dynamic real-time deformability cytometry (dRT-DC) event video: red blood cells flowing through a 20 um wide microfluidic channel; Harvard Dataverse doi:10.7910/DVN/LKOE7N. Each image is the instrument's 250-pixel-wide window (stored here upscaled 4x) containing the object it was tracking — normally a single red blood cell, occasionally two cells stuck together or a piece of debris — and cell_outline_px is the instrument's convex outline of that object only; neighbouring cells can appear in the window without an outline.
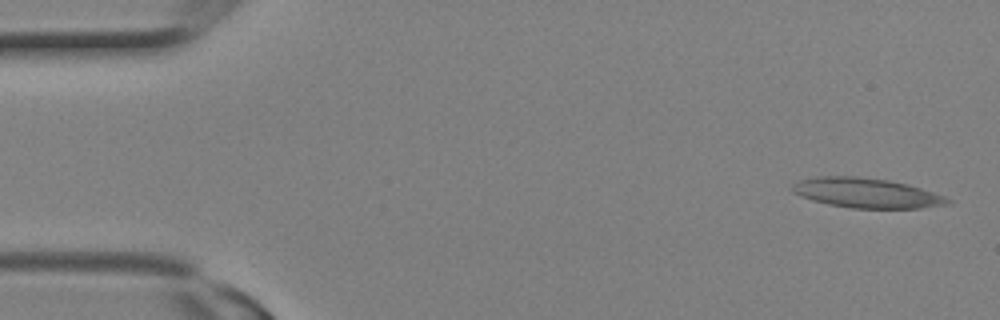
{"species": "Egyptian fruit bat (a non-hibernating species)", "species_latin": "Rousettus aegyptiacus", "temperature_condition": "room temperature", "stored_images_in_passage": 9, "camera_frame_rate_fps": 3000, "um_per_image_px": 0.085, "animal": {"sex": "female"}, "frame": {"image": 1, "passage_image": 1, "time_ms": 0.0, "image_size_px": [1000, 320], "cell_outline_px": [[952, 200], [948, 204], [920, 208], [852, 208], [828, 204], [812, 200], [792, 192], [792, 184], [800, 180], [816, 176], [856, 176], [888, 180], [908, 184], [944, 196]], "centroid_in_image_um": [73.63, 16.4], "position_along_channel_um": 11.4, "area_um2": 26.82}}
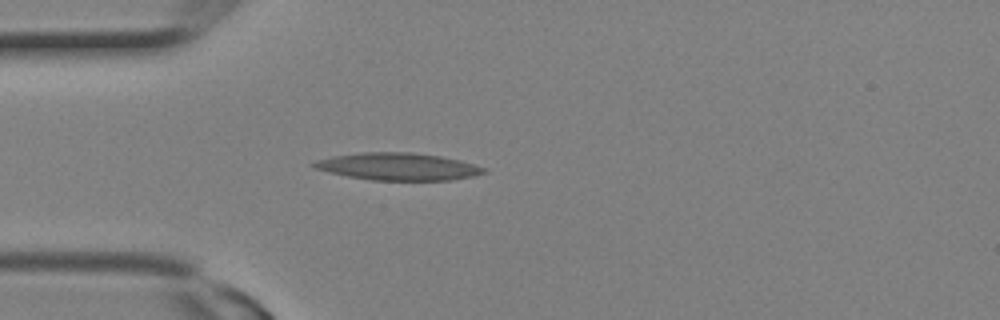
{"frame": {"image": 2, "passage_image": 7, "time_ms": 2.0, "image_size_px": [1000, 320], "cell_outline_px": [[488, 172], [476, 176], [452, 180], [372, 180], [348, 176], [316, 168], [308, 164], [332, 156], [360, 152], [412, 152], [440, 156], [460, 160], [488, 168]], "centroid_in_image_um": [33.92, 14.15], "position_along_channel_um": 51.1, "area_um2": 27.05}}
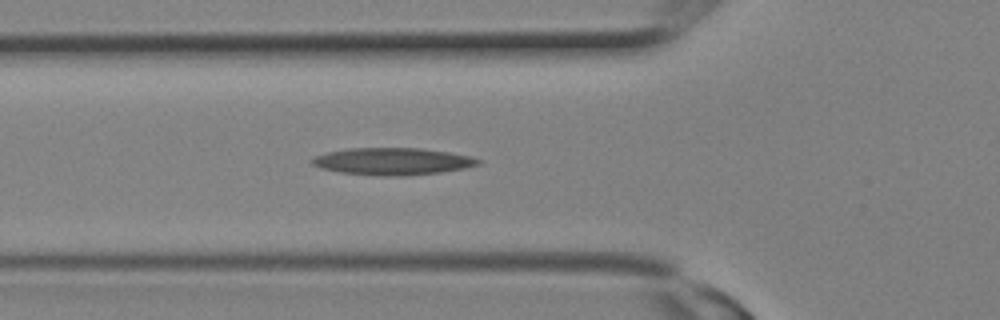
{"frame": {"image": 3, "passage_image": 9, "time_ms": 2.667, "image_size_px": [1000, 320], "cell_outline_px": [[480, 164], [464, 168], [440, 172], [404, 176], [380, 176], [340, 172], [320, 168], [312, 164], [308, 160], [316, 156], [328, 152], [348, 148], [420, 148], [448, 152], [472, 156], [480, 160]], "centroid_in_image_um": [33.35, 13.72], "position_along_channel_um": 92.5, "area_um2": 26.24}}